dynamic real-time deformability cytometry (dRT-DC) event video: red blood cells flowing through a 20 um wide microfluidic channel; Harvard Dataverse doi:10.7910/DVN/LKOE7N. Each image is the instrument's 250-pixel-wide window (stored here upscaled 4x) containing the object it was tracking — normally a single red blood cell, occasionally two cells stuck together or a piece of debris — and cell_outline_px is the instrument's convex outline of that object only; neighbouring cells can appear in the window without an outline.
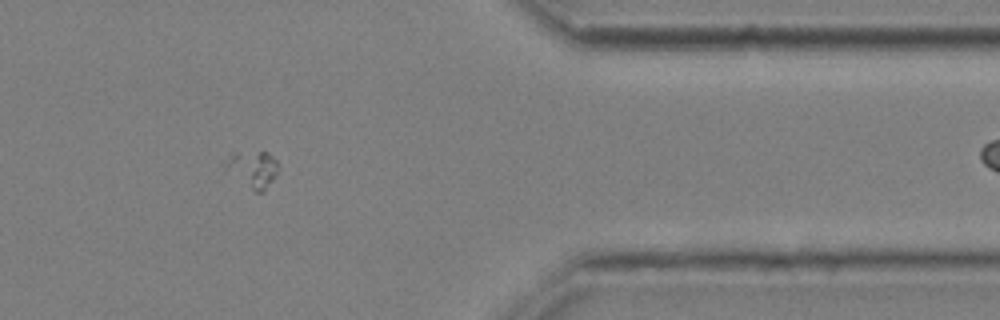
{"species": "common noctule bat (a hibernating species)", "species_latin": "Nyctalus noctula", "temperature_condition": "cold", "stored_images_in_passage": 46, "camera_frame_rate_fps": 3000, "um_per_image_px": 0.085, "animal": {"sex": "male", "body_mass_g": 20.4}, "frame": {"image": 1, "passage_image": 43, "time_ms": 14.0, "image_size_px": [1000, 320], "cell_outline_px": [[280, 168], [276, 176], [264, 192], [256, 192], [220, 176], [220, 160], [228, 152], [268, 152], [276, 160]], "centroid_in_image_um": [21.23, 14.4], "position_along_channel_um": 390.2, "area_um2": 13.18}}